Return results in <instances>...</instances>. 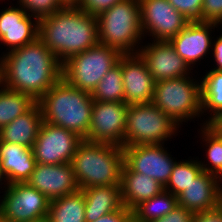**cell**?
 Listing matches in <instances>:
<instances>
[{"instance_id": "cell-22", "label": "cell", "mask_w": 222, "mask_h": 222, "mask_svg": "<svg viewBox=\"0 0 222 222\" xmlns=\"http://www.w3.org/2000/svg\"><path fill=\"white\" fill-rule=\"evenodd\" d=\"M42 122V111L36 103L29 111L0 130V141L32 148Z\"/></svg>"}, {"instance_id": "cell-7", "label": "cell", "mask_w": 222, "mask_h": 222, "mask_svg": "<svg viewBox=\"0 0 222 222\" xmlns=\"http://www.w3.org/2000/svg\"><path fill=\"white\" fill-rule=\"evenodd\" d=\"M180 126L151 103L131 104L126 113L124 147L164 144ZM168 138V139H167Z\"/></svg>"}, {"instance_id": "cell-11", "label": "cell", "mask_w": 222, "mask_h": 222, "mask_svg": "<svg viewBox=\"0 0 222 222\" xmlns=\"http://www.w3.org/2000/svg\"><path fill=\"white\" fill-rule=\"evenodd\" d=\"M128 107L129 104L125 102L94 100L89 131L85 139L124 147Z\"/></svg>"}, {"instance_id": "cell-1", "label": "cell", "mask_w": 222, "mask_h": 222, "mask_svg": "<svg viewBox=\"0 0 222 222\" xmlns=\"http://www.w3.org/2000/svg\"><path fill=\"white\" fill-rule=\"evenodd\" d=\"M5 87L36 102L62 78V63L38 37L27 45L3 52Z\"/></svg>"}, {"instance_id": "cell-25", "label": "cell", "mask_w": 222, "mask_h": 222, "mask_svg": "<svg viewBox=\"0 0 222 222\" xmlns=\"http://www.w3.org/2000/svg\"><path fill=\"white\" fill-rule=\"evenodd\" d=\"M177 205V196L162 190L156 196L138 204L132 210V219L135 222H150L160 219L170 213Z\"/></svg>"}, {"instance_id": "cell-34", "label": "cell", "mask_w": 222, "mask_h": 222, "mask_svg": "<svg viewBox=\"0 0 222 222\" xmlns=\"http://www.w3.org/2000/svg\"><path fill=\"white\" fill-rule=\"evenodd\" d=\"M122 0H81L78 7L84 12L98 16Z\"/></svg>"}, {"instance_id": "cell-10", "label": "cell", "mask_w": 222, "mask_h": 222, "mask_svg": "<svg viewBox=\"0 0 222 222\" xmlns=\"http://www.w3.org/2000/svg\"><path fill=\"white\" fill-rule=\"evenodd\" d=\"M82 140L75 132L43 121L32 147L36 163H71Z\"/></svg>"}, {"instance_id": "cell-18", "label": "cell", "mask_w": 222, "mask_h": 222, "mask_svg": "<svg viewBox=\"0 0 222 222\" xmlns=\"http://www.w3.org/2000/svg\"><path fill=\"white\" fill-rule=\"evenodd\" d=\"M219 27V24L212 22L188 23L175 37L169 40L177 54L185 60L190 68H194L201 59L210 53L212 48L211 31ZM213 29V30H211ZM193 65V67L191 66Z\"/></svg>"}, {"instance_id": "cell-31", "label": "cell", "mask_w": 222, "mask_h": 222, "mask_svg": "<svg viewBox=\"0 0 222 222\" xmlns=\"http://www.w3.org/2000/svg\"><path fill=\"white\" fill-rule=\"evenodd\" d=\"M17 3L28 15L38 19L63 8L58 0H18Z\"/></svg>"}, {"instance_id": "cell-43", "label": "cell", "mask_w": 222, "mask_h": 222, "mask_svg": "<svg viewBox=\"0 0 222 222\" xmlns=\"http://www.w3.org/2000/svg\"><path fill=\"white\" fill-rule=\"evenodd\" d=\"M28 222H50V220H49L48 217H43V218H40V219L28 221Z\"/></svg>"}, {"instance_id": "cell-16", "label": "cell", "mask_w": 222, "mask_h": 222, "mask_svg": "<svg viewBox=\"0 0 222 222\" xmlns=\"http://www.w3.org/2000/svg\"><path fill=\"white\" fill-rule=\"evenodd\" d=\"M27 183L43 193L50 201L79 189L71 163L58 165L37 163Z\"/></svg>"}, {"instance_id": "cell-29", "label": "cell", "mask_w": 222, "mask_h": 222, "mask_svg": "<svg viewBox=\"0 0 222 222\" xmlns=\"http://www.w3.org/2000/svg\"><path fill=\"white\" fill-rule=\"evenodd\" d=\"M199 131L202 141L205 143L206 161H199L203 171L215 175L222 182V137L219 136L208 125H202ZM203 129V130H202ZM208 147V148H207Z\"/></svg>"}, {"instance_id": "cell-37", "label": "cell", "mask_w": 222, "mask_h": 222, "mask_svg": "<svg viewBox=\"0 0 222 222\" xmlns=\"http://www.w3.org/2000/svg\"><path fill=\"white\" fill-rule=\"evenodd\" d=\"M132 219V211L125 206L121 209L101 216L94 222H129Z\"/></svg>"}, {"instance_id": "cell-32", "label": "cell", "mask_w": 222, "mask_h": 222, "mask_svg": "<svg viewBox=\"0 0 222 222\" xmlns=\"http://www.w3.org/2000/svg\"><path fill=\"white\" fill-rule=\"evenodd\" d=\"M170 5L180 12L189 23L203 22V0H168Z\"/></svg>"}, {"instance_id": "cell-12", "label": "cell", "mask_w": 222, "mask_h": 222, "mask_svg": "<svg viewBox=\"0 0 222 222\" xmlns=\"http://www.w3.org/2000/svg\"><path fill=\"white\" fill-rule=\"evenodd\" d=\"M141 27L153 40L169 41L189 23L168 0H139Z\"/></svg>"}, {"instance_id": "cell-27", "label": "cell", "mask_w": 222, "mask_h": 222, "mask_svg": "<svg viewBox=\"0 0 222 222\" xmlns=\"http://www.w3.org/2000/svg\"><path fill=\"white\" fill-rule=\"evenodd\" d=\"M36 103L31 96L4 86L0 90V130L25 114Z\"/></svg>"}, {"instance_id": "cell-24", "label": "cell", "mask_w": 222, "mask_h": 222, "mask_svg": "<svg viewBox=\"0 0 222 222\" xmlns=\"http://www.w3.org/2000/svg\"><path fill=\"white\" fill-rule=\"evenodd\" d=\"M50 222H85V197L82 189L50 201Z\"/></svg>"}, {"instance_id": "cell-39", "label": "cell", "mask_w": 222, "mask_h": 222, "mask_svg": "<svg viewBox=\"0 0 222 222\" xmlns=\"http://www.w3.org/2000/svg\"><path fill=\"white\" fill-rule=\"evenodd\" d=\"M207 125L222 137V112L213 118Z\"/></svg>"}, {"instance_id": "cell-8", "label": "cell", "mask_w": 222, "mask_h": 222, "mask_svg": "<svg viewBox=\"0 0 222 222\" xmlns=\"http://www.w3.org/2000/svg\"><path fill=\"white\" fill-rule=\"evenodd\" d=\"M122 55L119 50L99 43L63 62L62 78L71 86L92 93Z\"/></svg>"}, {"instance_id": "cell-35", "label": "cell", "mask_w": 222, "mask_h": 222, "mask_svg": "<svg viewBox=\"0 0 222 222\" xmlns=\"http://www.w3.org/2000/svg\"><path fill=\"white\" fill-rule=\"evenodd\" d=\"M194 213L177 205L170 213L150 222H192Z\"/></svg>"}, {"instance_id": "cell-33", "label": "cell", "mask_w": 222, "mask_h": 222, "mask_svg": "<svg viewBox=\"0 0 222 222\" xmlns=\"http://www.w3.org/2000/svg\"><path fill=\"white\" fill-rule=\"evenodd\" d=\"M203 22L222 24V0H203Z\"/></svg>"}, {"instance_id": "cell-6", "label": "cell", "mask_w": 222, "mask_h": 222, "mask_svg": "<svg viewBox=\"0 0 222 222\" xmlns=\"http://www.w3.org/2000/svg\"><path fill=\"white\" fill-rule=\"evenodd\" d=\"M190 76L155 82L152 103L179 126L202 115L201 82Z\"/></svg>"}, {"instance_id": "cell-20", "label": "cell", "mask_w": 222, "mask_h": 222, "mask_svg": "<svg viewBox=\"0 0 222 222\" xmlns=\"http://www.w3.org/2000/svg\"><path fill=\"white\" fill-rule=\"evenodd\" d=\"M36 164L32 148L0 141V168L10 184L27 182Z\"/></svg>"}, {"instance_id": "cell-28", "label": "cell", "mask_w": 222, "mask_h": 222, "mask_svg": "<svg viewBox=\"0 0 222 222\" xmlns=\"http://www.w3.org/2000/svg\"><path fill=\"white\" fill-rule=\"evenodd\" d=\"M91 96L93 100L102 102H124L121 57L118 63L102 78Z\"/></svg>"}, {"instance_id": "cell-5", "label": "cell", "mask_w": 222, "mask_h": 222, "mask_svg": "<svg viewBox=\"0 0 222 222\" xmlns=\"http://www.w3.org/2000/svg\"><path fill=\"white\" fill-rule=\"evenodd\" d=\"M96 19L100 44L113 47L122 54L138 53L144 38L139 0H122Z\"/></svg>"}, {"instance_id": "cell-26", "label": "cell", "mask_w": 222, "mask_h": 222, "mask_svg": "<svg viewBox=\"0 0 222 222\" xmlns=\"http://www.w3.org/2000/svg\"><path fill=\"white\" fill-rule=\"evenodd\" d=\"M202 114L208 112V120L202 124L207 125L213 118L222 112V71L210 70L200 80ZM207 110V111H206ZM211 116V117H210Z\"/></svg>"}, {"instance_id": "cell-15", "label": "cell", "mask_w": 222, "mask_h": 222, "mask_svg": "<svg viewBox=\"0 0 222 222\" xmlns=\"http://www.w3.org/2000/svg\"><path fill=\"white\" fill-rule=\"evenodd\" d=\"M121 70L126 104L151 103L155 80L148 71L145 61L137 54L121 56Z\"/></svg>"}, {"instance_id": "cell-42", "label": "cell", "mask_w": 222, "mask_h": 222, "mask_svg": "<svg viewBox=\"0 0 222 222\" xmlns=\"http://www.w3.org/2000/svg\"><path fill=\"white\" fill-rule=\"evenodd\" d=\"M2 181H4L2 183ZM5 183V185L3 186V188H5V191L9 188L10 183L4 173V171L0 168V185H3Z\"/></svg>"}, {"instance_id": "cell-17", "label": "cell", "mask_w": 222, "mask_h": 222, "mask_svg": "<svg viewBox=\"0 0 222 222\" xmlns=\"http://www.w3.org/2000/svg\"><path fill=\"white\" fill-rule=\"evenodd\" d=\"M33 18V19H32ZM39 37V19L28 15L20 6L0 12V42L8 52L23 47Z\"/></svg>"}, {"instance_id": "cell-9", "label": "cell", "mask_w": 222, "mask_h": 222, "mask_svg": "<svg viewBox=\"0 0 222 222\" xmlns=\"http://www.w3.org/2000/svg\"><path fill=\"white\" fill-rule=\"evenodd\" d=\"M0 200L1 222H28L48 217L50 200L27 182L10 184Z\"/></svg>"}, {"instance_id": "cell-36", "label": "cell", "mask_w": 222, "mask_h": 222, "mask_svg": "<svg viewBox=\"0 0 222 222\" xmlns=\"http://www.w3.org/2000/svg\"><path fill=\"white\" fill-rule=\"evenodd\" d=\"M192 222H222V203L214 209L195 212Z\"/></svg>"}, {"instance_id": "cell-21", "label": "cell", "mask_w": 222, "mask_h": 222, "mask_svg": "<svg viewBox=\"0 0 222 222\" xmlns=\"http://www.w3.org/2000/svg\"><path fill=\"white\" fill-rule=\"evenodd\" d=\"M121 198L131 211L141 202L159 194L164 187L148 175L131 171L125 164L121 170Z\"/></svg>"}, {"instance_id": "cell-30", "label": "cell", "mask_w": 222, "mask_h": 222, "mask_svg": "<svg viewBox=\"0 0 222 222\" xmlns=\"http://www.w3.org/2000/svg\"><path fill=\"white\" fill-rule=\"evenodd\" d=\"M195 159L176 162L164 190L178 196L203 171Z\"/></svg>"}, {"instance_id": "cell-38", "label": "cell", "mask_w": 222, "mask_h": 222, "mask_svg": "<svg viewBox=\"0 0 222 222\" xmlns=\"http://www.w3.org/2000/svg\"><path fill=\"white\" fill-rule=\"evenodd\" d=\"M212 47L213 50L211 49V53L214 57L215 66L211 70L222 71V34L217 37L214 43L212 42Z\"/></svg>"}, {"instance_id": "cell-41", "label": "cell", "mask_w": 222, "mask_h": 222, "mask_svg": "<svg viewBox=\"0 0 222 222\" xmlns=\"http://www.w3.org/2000/svg\"><path fill=\"white\" fill-rule=\"evenodd\" d=\"M4 62L3 57H0V90L4 87Z\"/></svg>"}, {"instance_id": "cell-13", "label": "cell", "mask_w": 222, "mask_h": 222, "mask_svg": "<svg viewBox=\"0 0 222 222\" xmlns=\"http://www.w3.org/2000/svg\"><path fill=\"white\" fill-rule=\"evenodd\" d=\"M124 164L137 173L148 175L163 187L169 181L177 162L166 150L164 144L133 145L123 147Z\"/></svg>"}, {"instance_id": "cell-2", "label": "cell", "mask_w": 222, "mask_h": 222, "mask_svg": "<svg viewBox=\"0 0 222 222\" xmlns=\"http://www.w3.org/2000/svg\"><path fill=\"white\" fill-rule=\"evenodd\" d=\"M39 38L63 63L99 44L96 16L79 7H63L39 19Z\"/></svg>"}, {"instance_id": "cell-4", "label": "cell", "mask_w": 222, "mask_h": 222, "mask_svg": "<svg viewBox=\"0 0 222 222\" xmlns=\"http://www.w3.org/2000/svg\"><path fill=\"white\" fill-rule=\"evenodd\" d=\"M123 147L83 139L72 158L79 189L121 184Z\"/></svg>"}, {"instance_id": "cell-40", "label": "cell", "mask_w": 222, "mask_h": 222, "mask_svg": "<svg viewBox=\"0 0 222 222\" xmlns=\"http://www.w3.org/2000/svg\"><path fill=\"white\" fill-rule=\"evenodd\" d=\"M63 7H78L81 0H58Z\"/></svg>"}, {"instance_id": "cell-19", "label": "cell", "mask_w": 222, "mask_h": 222, "mask_svg": "<svg viewBox=\"0 0 222 222\" xmlns=\"http://www.w3.org/2000/svg\"><path fill=\"white\" fill-rule=\"evenodd\" d=\"M177 200L179 206L193 213L214 209L222 203V182L215 175L202 171Z\"/></svg>"}, {"instance_id": "cell-23", "label": "cell", "mask_w": 222, "mask_h": 222, "mask_svg": "<svg viewBox=\"0 0 222 222\" xmlns=\"http://www.w3.org/2000/svg\"><path fill=\"white\" fill-rule=\"evenodd\" d=\"M82 190L85 197V222H94L123 207L120 185L94 186Z\"/></svg>"}, {"instance_id": "cell-14", "label": "cell", "mask_w": 222, "mask_h": 222, "mask_svg": "<svg viewBox=\"0 0 222 222\" xmlns=\"http://www.w3.org/2000/svg\"><path fill=\"white\" fill-rule=\"evenodd\" d=\"M151 42L141 45L138 54L145 61L155 82L192 73L193 69L177 54L169 41L151 40Z\"/></svg>"}, {"instance_id": "cell-3", "label": "cell", "mask_w": 222, "mask_h": 222, "mask_svg": "<svg viewBox=\"0 0 222 222\" xmlns=\"http://www.w3.org/2000/svg\"><path fill=\"white\" fill-rule=\"evenodd\" d=\"M91 93L68 84L61 78L38 101L43 121L75 132L85 139L92 116Z\"/></svg>"}]
</instances>
